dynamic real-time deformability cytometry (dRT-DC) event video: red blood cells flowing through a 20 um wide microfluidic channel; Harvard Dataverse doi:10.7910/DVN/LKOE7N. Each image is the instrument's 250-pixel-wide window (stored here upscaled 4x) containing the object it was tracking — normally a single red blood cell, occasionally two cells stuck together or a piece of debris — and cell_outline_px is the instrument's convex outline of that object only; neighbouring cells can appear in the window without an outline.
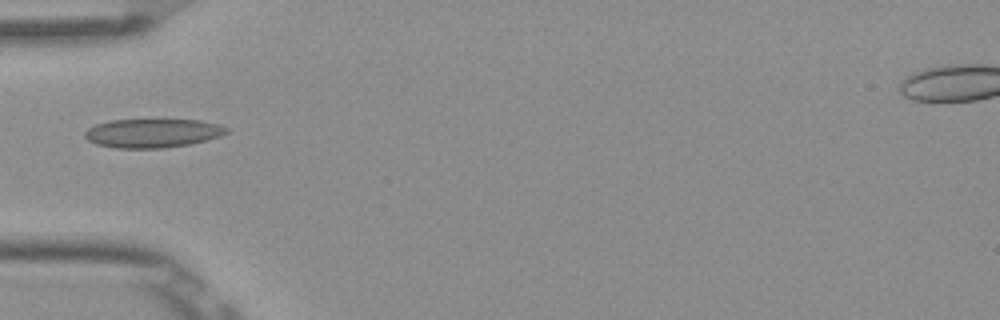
{"species": "Egyptian fruit bat (a non-hibernating species)", "species_latin": "Rousettus aegyptiacus", "temperature_condition": "room temperature", "stored_images_in_passage": 1, "camera_frame_rate_fps": 3000, "um_per_image_px": 0.085, "frame": {"image": 1, "passage_image": 1, "time_ms": 0.0, "image_size_px": [1000, 320], "cell_outline_px": [[232, 128], [228, 132], [220, 136], [188, 144], [164, 148], [116, 148], [96, 144], [88, 140], [84, 136], [84, 132], [88, 128], [96, 124], [108, 120], [200, 120], [220, 124]], "centroid_in_image_um": [12.98, 11.31], "position_along_channel_um": 72.0, "area_um2": 23.87}}